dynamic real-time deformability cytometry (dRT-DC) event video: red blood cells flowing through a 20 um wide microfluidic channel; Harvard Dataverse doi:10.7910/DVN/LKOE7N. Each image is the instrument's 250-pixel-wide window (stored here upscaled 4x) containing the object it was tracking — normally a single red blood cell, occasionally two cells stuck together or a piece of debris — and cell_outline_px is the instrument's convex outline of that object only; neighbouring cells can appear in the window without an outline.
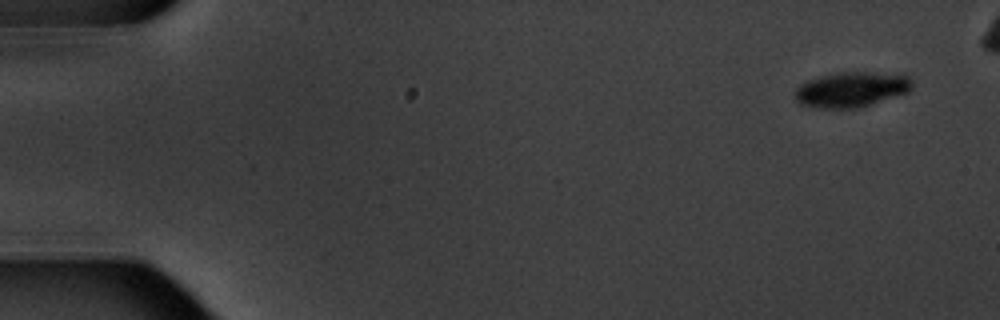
{"species": "common noctule bat (a hibernating species)", "species_latin": "Nyctalus noctula", "temperature_condition": "warm", "stored_images_in_passage": 9, "camera_frame_rate_fps": 3000, "um_per_image_px": 0.085, "animal": {"sex": "male", "body_mass_g": 20.1, "forearm_length_mm": 53.5}, "frame": {"image": 1, "passage_image": 1, "time_ms": 0.0, "image_size_px": [1000, 320], "cell_outline_px": [[912, 88], [908, 92], [856, 108], [816, 108], [800, 104], [796, 100], [796, 88], [800, 84], [808, 80], [840, 72], [872, 72], [908, 76], [912, 80]], "centroid_in_image_um": [72.35, 7.61], "position_along_channel_um": 12.6, "area_um2": 23.64}}
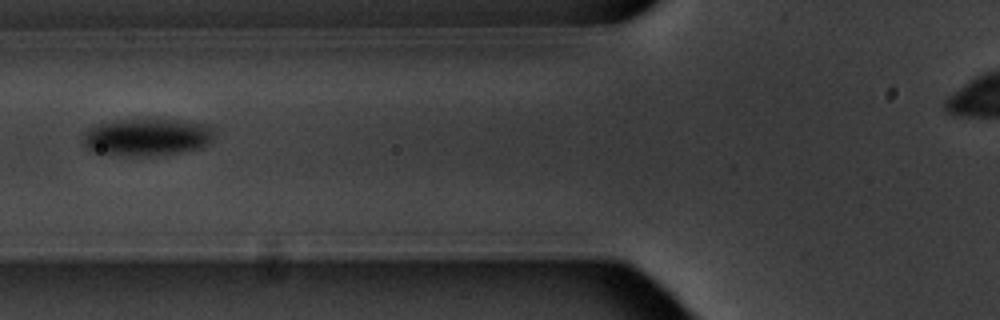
{"frame": {"image": 2, "passage_image": 6, "time_ms": 6.667, "image_size_px": [1000, 320], "cell_outline_px": [[212, 140], [208, 144], [200, 148], [180, 152], [124, 156], [92, 152], [80, 140], [84, 132], [88, 128], [96, 124], [116, 120], [144, 116], [164, 116], [212, 124]], "centroid_in_image_um": [12.49, 11.56], "position_along_channel_um": 113.3, "area_um2": 29.94}}